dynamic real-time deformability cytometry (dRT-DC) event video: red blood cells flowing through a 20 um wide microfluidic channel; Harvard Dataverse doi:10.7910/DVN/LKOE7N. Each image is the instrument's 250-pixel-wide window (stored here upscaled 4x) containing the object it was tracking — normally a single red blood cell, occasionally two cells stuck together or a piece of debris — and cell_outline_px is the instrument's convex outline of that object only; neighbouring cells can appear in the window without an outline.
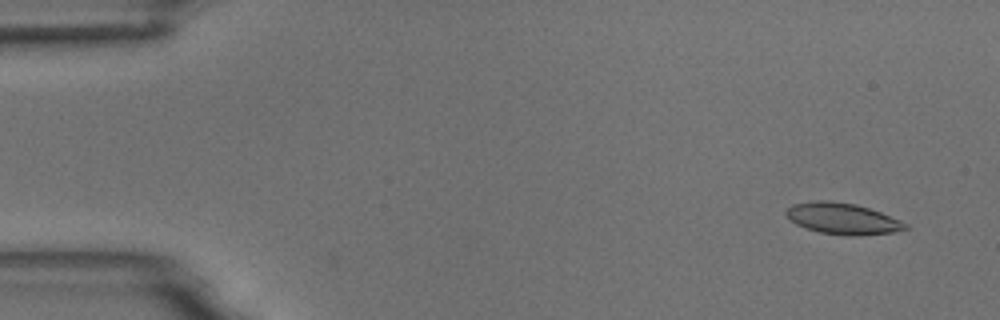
{"species": "common noctule bat (a hibernating species)", "species_latin": "Nyctalus noctula", "temperature_condition": "room temperature", "stored_images_in_passage": 5, "camera_frame_rate_fps": 3000, "um_per_image_px": 0.085, "animal": {"sex": "male", "body_mass_g": 18.8}, "frame": {"image": 1, "passage_image": 1, "time_ms": 0.0, "image_size_px": [1000, 320], "cell_outline_px": [[908, 228], [896, 232], [856, 236], [848, 236], [820, 232], [796, 224], [784, 212], [792, 204], [816, 200], [828, 200], [856, 204], [880, 212], [900, 220], [908, 224]], "centroid_in_image_um": [71.64, 18.58], "position_along_channel_um": 13.4, "area_um2": 21.62}}